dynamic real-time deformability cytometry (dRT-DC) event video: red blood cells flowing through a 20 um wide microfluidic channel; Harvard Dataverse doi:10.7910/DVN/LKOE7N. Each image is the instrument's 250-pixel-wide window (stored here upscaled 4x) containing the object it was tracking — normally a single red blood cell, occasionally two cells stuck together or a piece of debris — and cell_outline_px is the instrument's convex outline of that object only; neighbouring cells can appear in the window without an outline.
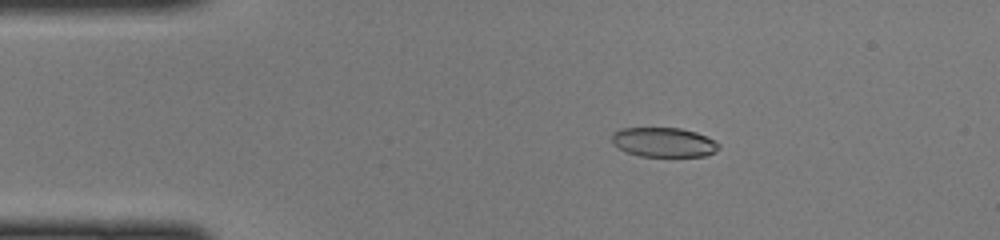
{"species": "common noctule bat (a hibernating species)", "species_latin": "Nyctalus noctula", "temperature_condition": "cold", "stored_images_in_passage": 48, "camera_frame_rate_fps": 3000, "um_per_image_px": 0.085, "animal": {"sex": "female", "body_mass_g": 22.0, "forearm_length_mm": 56.7}, "frame": {"image": 1, "passage_image": 9, "time_ms": 2.667, "image_size_px": [1000, 240], "cell_outline_px": [[720, 148], [704, 156], [640, 156], [628, 152], [612, 144], [612, 132], [620, 128], [680, 128], [696, 132], [720, 144]], "centroid_in_image_um": [56.38, 12.08], "position_along_channel_um": 28.6, "area_um2": 18.21}}
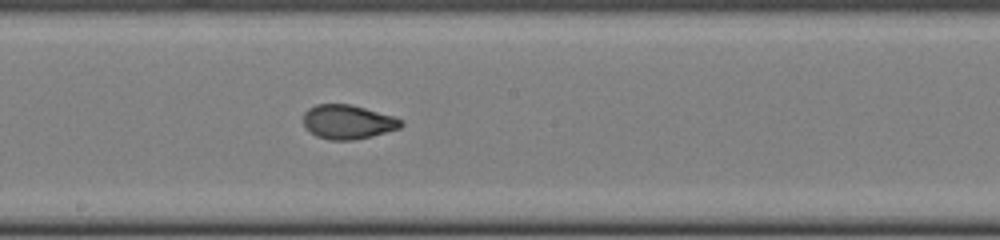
{"frame": {"image": 2, "passage_image": 26, "time_ms": 8.333, "image_size_px": [1000, 240], "cell_outline_px": [[404, 124], [400, 128], [372, 136], [356, 140], [328, 140], [316, 136], [304, 124], [304, 112], [308, 108], [316, 104], [352, 104], [392, 116], [404, 120]], "centroid_in_image_um": [29.58, 10.36], "position_along_channel_um": 218.6, "area_um2": 19.48}}
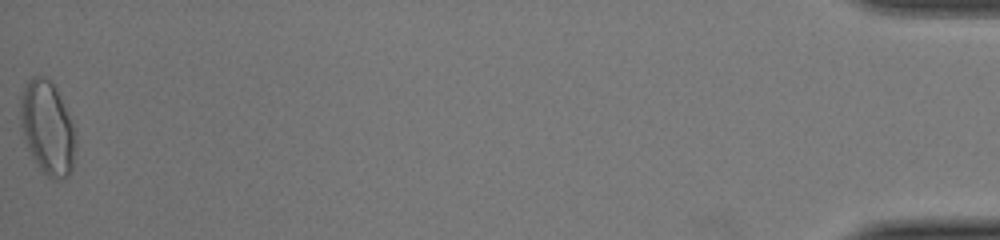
{"frame": {"image": 3, "passage_image": 48, "time_ms": 15.667, "image_size_px": [1000, 240], "cell_outline_px": [[76, 148], [72, 168], [68, 176], [60, 180], [56, 180], [48, 176], [40, 168], [32, 156], [28, 148], [20, 128], [20, 96], [28, 80], [32, 76], [44, 76], [56, 88], [76, 128]], "centroid_in_image_um": [4.05, 10.87], "position_along_channel_um": 431.2, "area_um2": 30.35}}